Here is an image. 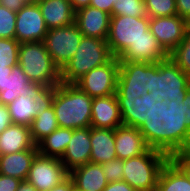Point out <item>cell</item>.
<instances>
[{
  "mask_svg": "<svg viewBox=\"0 0 190 191\" xmlns=\"http://www.w3.org/2000/svg\"><path fill=\"white\" fill-rule=\"evenodd\" d=\"M149 62H120L117 98L141 97L148 92Z\"/></svg>",
  "mask_w": 190,
  "mask_h": 191,
  "instance_id": "obj_11",
  "label": "cell"
},
{
  "mask_svg": "<svg viewBox=\"0 0 190 191\" xmlns=\"http://www.w3.org/2000/svg\"><path fill=\"white\" fill-rule=\"evenodd\" d=\"M169 159L167 154L149 148L137 157L123 160V181L138 191H156L161 169Z\"/></svg>",
  "mask_w": 190,
  "mask_h": 191,
  "instance_id": "obj_5",
  "label": "cell"
},
{
  "mask_svg": "<svg viewBox=\"0 0 190 191\" xmlns=\"http://www.w3.org/2000/svg\"><path fill=\"white\" fill-rule=\"evenodd\" d=\"M12 123L8 106L0 104V134Z\"/></svg>",
  "mask_w": 190,
  "mask_h": 191,
  "instance_id": "obj_39",
  "label": "cell"
},
{
  "mask_svg": "<svg viewBox=\"0 0 190 191\" xmlns=\"http://www.w3.org/2000/svg\"><path fill=\"white\" fill-rule=\"evenodd\" d=\"M90 155V127L73 129L71 140L60 159L65 169L70 172L74 168L89 163Z\"/></svg>",
  "mask_w": 190,
  "mask_h": 191,
  "instance_id": "obj_16",
  "label": "cell"
},
{
  "mask_svg": "<svg viewBox=\"0 0 190 191\" xmlns=\"http://www.w3.org/2000/svg\"><path fill=\"white\" fill-rule=\"evenodd\" d=\"M90 162L103 164L117 158L115 130L90 127Z\"/></svg>",
  "mask_w": 190,
  "mask_h": 191,
  "instance_id": "obj_21",
  "label": "cell"
},
{
  "mask_svg": "<svg viewBox=\"0 0 190 191\" xmlns=\"http://www.w3.org/2000/svg\"><path fill=\"white\" fill-rule=\"evenodd\" d=\"M0 3L1 6L16 13L26 4L23 0H0Z\"/></svg>",
  "mask_w": 190,
  "mask_h": 191,
  "instance_id": "obj_42",
  "label": "cell"
},
{
  "mask_svg": "<svg viewBox=\"0 0 190 191\" xmlns=\"http://www.w3.org/2000/svg\"><path fill=\"white\" fill-rule=\"evenodd\" d=\"M117 0H91L90 6L109 13L112 16V9Z\"/></svg>",
  "mask_w": 190,
  "mask_h": 191,
  "instance_id": "obj_41",
  "label": "cell"
},
{
  "mask_svg": "<svg viewBox=\"0 0 190 191\" xmlns=\"http://www.w3.org/2000/svg\"><path fill=\"white\" fill-rule=\"evenodd\" d=\"M190 86V76L185 74L171 59L149 63L148 92L156 100H184Z\"/></svg>",
  "mask_w": 190,
  "mask_h": 191,
  "instance_id": "obj_4",
  "label": "cell"
},
{
  "mask_svg": "<svg viewBox=\"0 0 190 191\" xmlns=\"http://www.w3.org/2000/svg\"><path fill=\"white\" fill-rule=\"evenodd\" d=\"M120 69L118 58L112 57L106 64L93 68L74 84L90 97H105L115 94Z\"/></svg>",
  "mask_w": 190,
  "mask_h": 191,
  "instance_id": "obj_9",
  "label": "cell"
},
{
  "mask_svg": "<svg viewBox=\"0 0 190 191\" xmlns=\"http://www.w3.org/2000/svg\"><path fill=\"white\" fill-rule=\"evenodd\" d=\"M150 18L112 15L107 44L113 57L119 58L131 43L140 38H150Z\"/></svg>",
  "mask_w": 190,
  "mask_h": 191,
  "instance_id": "obj_7",
  "label": "cell"
},
{
  "mask_svg": "<svg viewBox=\"0 0 190 191\" xmlns=\"http://www.w3.org/2000/svg\"><path fill=\"white\" fill-rule=\"evenodd\" d=\"M19 47L20 43L15 38H0V66H16L18 64Z\"/></svg>",
  "mask_w": 190,
  "mask_h": 191,
  "instance_id": "obj_33",
  "label": "cell"
},
{
  "mask_svg": "<svg viewBox=\"0 0 190 191\" xmlns=\"http://www.w3.org/2000/svg\"><path fill=\"white\" fill-rule=\"evenodd\" d=\"M170 159L185 173L190 181V151L174 154Z\"/></svg>",
  "mask_w": 190,
  "mask_h": 191,
  "instance_id": "obj_36",
  "label": "cell"
},
{
  "mask_svg": "<svg viewBox=\"0 0 190 191\" xmlns=\"http://www.w3.org/2000/svg\"><path fill=\"white\" fill-rule=\"evenodd\" d=\"M74 187L72 179L68 176L64 181H62L59 185L51 188L48 191H71Z\"/></svg>",
  "mask_w": 190,
  "mask_h": 191,
  "instance_id": "obj_45",
  "label": "cell"
},
{
  "mask_svg": "<svg viewBox=\"0 0 190 191\" xmlns=\"http://www.w3.org/2000/svg\"><path fill=\"white\" fill-rule=\"evenodd\" d=\"M169 57L185 74L190 76V28Z\"/></svg>",
  "mask_w": 190,
  "mask_h": 191,
  "instance_id": "obj_30",
  "label": "cell"
},
{
  "mask_svg": "<svg viewBox=\"0 0 190 191\" xmlns=\"http://www.w3.org/2000/svg\"><path fill=\"white\" fill-rule=\"evenodd\" d=\"M102 169L108 182L123 181V160L116 158L105 162Z\"/></svg>",
  "mask_w": 190,
  "mask_h": 191,
  "instance_id": "obj_35",
  "label": "cell"
},
{
  "mask_svg": "<svg viewBox=\"0 0 190 191\" xmlns=\"http://www.w3.org/2000/svg\"><path fill=\"white\" fill-rule=\"evenodd\" d=\"M12 67L0 66V92L5 91V82L11 74Z\"/></svg>",
  "mask_w": 190,
  "mask_h": 191,
  "instance_id": "obj_44",
  "label": "cell"
},
{
  "mask_svg": "<svg viewBox=\"0 0 190 191\" xmlns=\"http://www.w3.org/2000/svg\"><path fill=\"white\" fill-rule=\"evenodd\" d=\"M61 128L91 127L92 97L74 83H60L46 92Z\"/></svg>",
  "mask_w": 190,
  "mask_h": 191,
  "instance_id": "obj_2",
  "label": "cell"
},
{
  "mask_svg": "<svg viewBox=\"0 0 190 191\" xmlns=\"http://www.w3.org/2000/svg\"><path fill=\"white\" fill-rule=\"evenodd\" d=\"M124 126L139 129L148 117L149 92L141 97L117 98Z\"/></svg>",
  "mask_w": 190,
  "mask_h": 191,
  "instance_id": "obj_25",
  "label": "cell"
},
{
  "mask_svg": "<svg viewBox=\"0 0 190 191\" xmlns=\"http://www.w3.org/2000/svg\"><path fill=\"white\" fill-rule=\"evenodd\" d=\"M184 104V111H185V123L187 129L190 131V86L188 87L186 91V95L183 100Z\"/></svg>",
  "mask_w": 190,
  "mask_h": 191,
  "instance_id": "obj_43",
  "label": "cell"
},
{
  "mask_svg": "<svg viewBox=\"0 0 190 191\" xmlns=\"http://www.w3.org/2000/svg\"><path fill=\"white\" fill-rule=\"evenodd\" d=\"M26 4H35L38 0H23Z\"/></svg>",
  "mask_w": 190,
  "mask_h": 191,
  "instance_id": "obj_48",
  "label": "cell"
},
{
  "mask_svg": "<svg viewBox=\"0 0 190 191\" xmlns=\"http://www.w3.org/2000/svg\"><path fill=\"white\" fill-rule=\"evenodd\" d=\"M112 57L106 40L83 36L76 53L61 70V83H75L93 68L106 64Z\"/></svg>",
  "mask_w": 190,
  "mask_h": 191,
  "instance_id": "obj_6",
  "label": "cell"
},
{
  "mask_svg": "<svg viewBox=\"0 0 190 191\" xmlns=\"http://www.w3.org/2000/svg\"><path fill=\"white\" fill-rule=\"evenodd\" d=\"M169 57L156 37L150 32V38H140L131 43L129 48L118 58L120 62L158 63Z\"/></svg>",
  "mask_w": 190,
  "mask_h": 191,
  "instance_id": "obj_17",
  "label": "cell"
},
{
  "mask_svg": "<svg viewBox=\"0 0 190 191\" xmlns=\"http://www.w3.org/2000/svg\"><path fill=\"white\" fill-rule=\"evenodd\" d=\"M73 185L79 191H102L108 181L104 175L102 164L86 163L69 172Z\"/></svg>",
  "mask_w": 190,
  "mask_h": 191,
  "instance_id": "obj_22",
  "label": "cell"
},
{
  "mask_svg": "<svg viewBox=\"0 0 190 191\" xmlns=\"http://www.w3.org/2000/svg\"><path fill=\"white\" fill-rule=\"evenodd\" d=\"M190 23L179 15L150 18L149 29L161 47L170 54L184 39Z\"/></svg>",
  "mask_w": 190,
  "mask_h": 191,
  "instance_id": "obj_12",
  "label": "cell"
},
{
  "mask_svg": "<svg viewBox=\"0 0 190 191\" xmlns=\"http://www.w3.org/2000/svg\"><path fill=\"white\" fill-rule=\"evenodd\" d=\"M75 11L90 5L91 0H69Z\"/></svg>",
  "mask_w": 190,
  "mask_h": 191,
  "instance_id": "obj_46",
  "label": "cell"
},
{
  "mask_svg": "<svg viewBox=\"0 0 190 191\" xmlns=\"http://www.w3.org/2000/svg\"><path fill=\"white\" fill-rule=\"evenodd\" d=\"M156 191H190V181L185 173L169 159L161 169Z\"/></svg>",
  "mask_w": 190,
  "mask_h": 191,
  "instance_id": "obj_28",
  "label": "cell"
},
{
  "mask_svg": "<svg viewBox=\"0 0 190 191\" xmlns=\"http://www.w3.org/2000/svg\"><path fill=\"white\" fill-rule=\"evenodd\" d=\"M16 191H38L31 183L27 180H22Z\"/></svg>",
  "mask_w": 190,
  "mask_h": 191,
  "instance_id": "obj_47",
  "label": "cell"
},
{
  "mask_svg": "<svg viewBox=\"0 0 190 191\" xmlns=\"http://www.w3.org/2000/svg\"><path fill=\"white\" fill-rule=\"evenodd\" d=\"M35 145L28 125L12 123L0 134V155L32 149Z\"/></svg>",
  "mask_w": 190,
  "mask_h": 191,
  "instance_id": "obj_23",
  "label": "cell"
},
{
  "mask_svg": "<svg viewBox=\"0 0 190 191\" xmlns=\"http://www.w3.org/2000/svg\"><path fill=\"white\" fill-rule=\"evenodd\" d=\"M37 4L48 30L75 23L76 11L69 0H38Z\"/></svg>",
  "mask_w": 190,
  "mask_h": 191,
  "instance_id": "obj_20",
  "label": "cell"
},
{
  "mask_svg": "<svg viewBox=\"0 0 190 191\" xmlns=\"http://www.w3.org/2000/svg\"><path fill=\"white\" fill-rule=\"evenodd\" d=\"M20 182V179L0 174V191H16Z\"/></svg>",
  "mask_w": 190,
  "mask_h": 191,
  "instance_id": "obj_37",
  "label": "cell"
},
{
  "mask_svg": "<svg viewBox=\"0 0 190 191\" xmlns=\"http://www.w3.org/2000/svg\"><path fill=\"white\" fill-rule=\"evenodd\" d=\"M71 191H79V190L76 189L75 187H73V188L71 189Z\"/></svg>",
  "mask_w": 190,
  "mask_h": 191,
  "instance_id": "obj_49",
  "label": "cell"
},
{
  "mask_svg": "<svg viewBox=\"0 0 190 191\" xmlns=\"http://www.w3.org/2000/svg\"><path fill=\"white\" fill-rule=\"evenodd\" d=\"M16 12L0 5V38H15Z\"/></svg>",
  "mask_w": 190,
  "mask_h": 191,
  "instance_id": "obj_34",
  "label": "cell"
},
{
  "mask_svg": "<svg viewBox=\"0 0 190 191\" xmlns=\"http://www.w3.org/2000/svg\"><path fill=\"white\" fill-rule=\"evenodd\" d=\"M46 92V90L36 87L27 94L19 95L8 105L12 122L30 126L40 104L46 99Z\"/></svg>",
  "mask_w": 190,
  "mask_h": 191,
  "instance_id": "obj_18",
  "label": "cell"
},
{
  "mask_svg": "<svg viewBox=\"0 0 190 191\" xmlns=\"http://www.w3.org/2000/svg\"><path fill=\"white\" fill-rule=\"evenodd\" d=\"M35 88L36 87L23 72L21 66L17 64L12 67L11 74L7 77L5 91L0 92V104L8 106L18 98L19 95L27 94Z\"/></svg>",
  "mask_w": 190,
  "mask_h": 191,
  "instance_id": "obj_27",
  "label": "cell"
},
{
  "mask_svg": "<svg viewBox=\"0 0 190 191\" xmlns=\"http://www.w3.org/2000/svg\"><path fill=\"white\" fill-rule=\"evenodd\" d=\"M149 18L177 15L176 0H144Z\"/></svg>",
  "mask_w": 190,
  "mask_h": 191,
  "instance_id": "obj_32",
  "label": "cell"
},
{
  "mask_svg": "<svg viewBox=\"0 0 190 191\" xmlns=\"http://www.w3.org/2000/svg\"><path fill=\"white\" fill-rule=\"evenodd\" d=\"M38 147L8 155H0V174L26 180Z\"/></svg>",
  "mask_w": 190,
  "mask_h": 191,
  "instance_id": "obj_24",
  "label": "cell"
},
{
  "mask_svg": "<svg viewBox=\"0 0 190 191\" xmlns=\"http://www.w3.org/2000/svg\"><path fill=\"white\" fill-rule=\"evenodd\" d=\"M115 149L117 158L126 160L145 153L149 147L139 129L122 125L115 129Z\"/></svg>",
  "mask_w": 190,
  "mask_h": 191,
  "instance_id": "obj_19",
  "label": "cell"
},
{
  "mask_svg": "<svg viewBox=\"0 0 190 191\" xmlns=\"http://www.w3.org/2000/svg\"><path fill=\"white\" fill-rule=\"evenodd\" d=\"M48 28L39 5L25 4L16 13L15 39L19 43L44 41Z\"/></svg>",
  "mask_w": 190,
  "mask_h": 191,
  "instance_id": "obj_13",
  "label": "cell"
},
{
  "mask_svg": "<svg viewBox=\"0 0 190 191\" xmlns=\"http://www.w3.org/2000/svg\"><path fill=\"white\" fill-rule=\"evenodd\" d=\"M112 15L131 17L147 16L144 0H117L112 9Z\"/></svg>",
  "mask_w": 190,
  "mask_h": 191,
  "instance_id": "obj_31",
  "label": "cell"
},
{
  "mask_svg": "<svg viewBox=\"0 0 190 191\" xmlns=\"http://www.w3.org/2000/svg\"><path fill=\"white\" fill-rule=\"evenodd\" d=\"M18 64L37 88L48 91L61 83V71L41 41L20 43Z\"/></svg>",
  "mask_w": 190,
  "mask_h": 191,
  "instance_id": "obj_3",
  "label": "cell"
},
{
  "mask_svg": "<svg viewBox=\"0 0 190 191\" xmlns=\"http://www.w3.org/2000/svg\"><path fill=\"white\" fill-rule=\"evenodd\" d=\"M82 37L76 23L47 31L43 43L60 71L76 53Z\"/></svg>",
  "mask_w": 190,
  "mask_h": 191,
  "instance_id": "obj_8",
  "label": "cell"
},
{
  "mask_svg": "<svg viewBox=\"0 0 190 191\" xmlns=\"http://www.w3.org/2000/svg\"><path fill=\"white\" fill-rule=\"evenodd\" d=\"M111 15L98 8L87 6L75 13V23L85 37L107 40Z\"/></svg>",
  "mask_w": 190,
  "mask_h": 191,
  "instance_id": "obj_14",
  "label": "cell"
},
{
  "mask_svg": "<svg viewBox=\"0 0 190 191\" xmlns=\"http://www.w3.org/2000/svg\"><path fill=\"white\" fill-rule=\"evenodd\" d=\"M102 191H138L125 181L109 182Z\"/></svg>",
  "mask_w": 190,
  "mask_h": 191,
  "instance_id": "obj_40",
  "label": "cell"
},
{
  "mask_svg": "<svg viewBox=\"0 0 190 191\" xmlns=\"http://www.w3.org/2000/svg\"><path fill=\"white\" fill-rule=\"evenodd\" d=\"M123 125L116 94L92 99L91 127L116 129Z\"/></svg>",
  "mask_w": 190,
  "mask_h": 191,
  "instance_id": "obj_15",
  "label": "cell"
},
{
  "mask_svg": "<svg viewBox=\"0 0 190 191\" xmlns=\"http://www.w3.org/2000/svg\"><path fill=\"white\" fill-rule=\"evenodd\" d=\"M177 15L190 23V0H176Z\"/></svg>",
  "mask_w": 190,
  "mask_h": 191,
  "instance_id": "obj_38",
  "label": "cell"
},
{
  "mask_svg": "<svg viewBox=\"0 0 190 191\" xmlns=\"http://www.w3.org/2000/svg\"><path fill=\"white\" fill-rule=\"evenodd\" d=\"M73 129L58 127L38 144V153L47 157L61 159L71 140Z\"/></svg>",
  "mask_w": 190,
  "mask_h": 191,
  "instance_id": "obj_29",
  "label": "cell"
},
{
  "mask_svg": "<svg viewBox=\"0 0 190 191\" xmlns=\"http://www.w3.org/2000/svg\"><path fill=\"white\" fill-rule=\"evenodd\" d=\"M185 116L183 100H156L149 93L148 117L139 128L147 146L169 157L190 151V131Z\"/></svg>",
  "mask_w": 190,
  "mask_h": 191,
  "instance_id": "obj_1",
  "label": "cell"
},
{
  "mask_svg": "<svg viewBox=\"0 0 190 191\" xmlns=\"http://www.w3.org/2000/svg\"><path fill=\"white\" fill-rule=\"evenodd\" d=\"M68 176L69 172L60 159L38 153L33 159L26 180L38 191H48L59 185Z\"/></svg>",
  "mask_w": 190,
  "mask_h": 191,
  "instance_id": "obj_10",
  "label": "cell"
},
{
  "mask_svg": "<svg viewBox=\"0 0 190 191\" xmlns=\"http://www.w3.org/2000/svg\"><path fill=\"white\" fill-rule=\"evenodd\" d=\"M52 104L45 99L38 109L36 116L30 125V132L33 142L37 145L42 139L50 135L58 128Z\"/></svg>",
  "mask_w": 190,
  "mask_h": 191,
  "instance_id": "obj_26",
  "label": "cell"
}]
</instances>
